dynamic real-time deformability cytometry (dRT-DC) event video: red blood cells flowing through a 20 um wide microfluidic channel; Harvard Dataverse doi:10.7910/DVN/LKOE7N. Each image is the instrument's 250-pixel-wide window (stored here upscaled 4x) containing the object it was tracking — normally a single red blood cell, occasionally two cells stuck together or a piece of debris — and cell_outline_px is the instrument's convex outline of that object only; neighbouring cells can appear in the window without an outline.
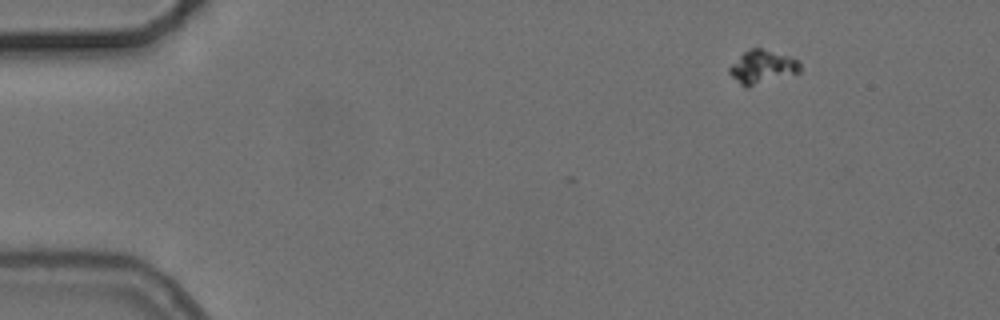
{"species": "common noctule bat (a hibernating species)", "species_latin": "Nyctalus noctula", "temperature_condition": "cold", "stored_images_in_passage": 3, "camera_frame_rate_fps": 3000, "um_per_image_px": 0.085, "animal": {"sex": "female", "body_mass_g": 24.6, "forearm_length_mm": 56.2}, "frame": {"image": 1, "passage_image": 1, "time_ms": 0.0, "image_size_px": [1000, 320], "cell_outline_px": [[800, 72], [748, 88], [744, 88], [728, 72], [728, 68], [744, 52], [752, 48], [760, 48], [792, 56], [800, 60]], "centroid_in_image_um": [64.82, 5.7], "position_along_channel_um": 20.2, "area_um2": 13.87}}